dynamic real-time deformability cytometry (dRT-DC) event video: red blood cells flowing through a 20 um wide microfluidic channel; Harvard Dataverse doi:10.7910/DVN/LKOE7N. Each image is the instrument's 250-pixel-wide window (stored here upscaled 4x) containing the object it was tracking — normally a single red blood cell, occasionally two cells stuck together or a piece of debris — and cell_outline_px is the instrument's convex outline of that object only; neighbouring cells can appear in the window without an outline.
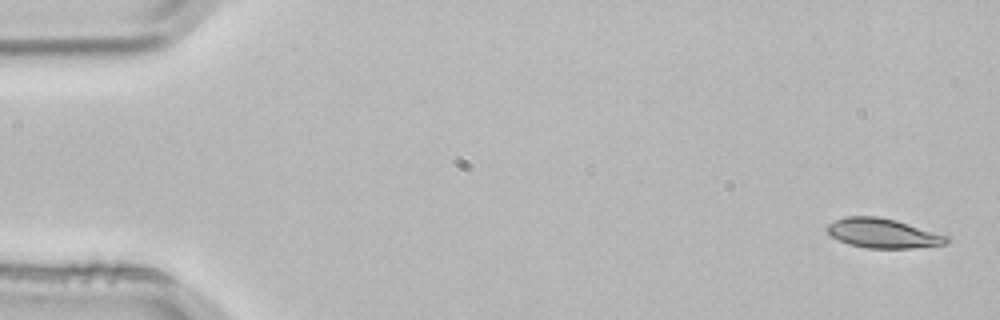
{"species": "common noctule bat (a hibernating species)", "species_latin": "Nyctalus noctula", "temperature_condition": "room temperature", "stored_images_in_passage": 4, "camera_frame_rate_fps": 3000, "um_per_image_px": 0.085, "animal": {"sex": "male", "body_mass_g": 21.5, "forearm_length_mm": 52.0}, "frame": {"image": 1, "passage_image": 1, "time_ms": 0.0, "image_size_px": [1000, 320], "cell_outline_px": [[952, 240], [948, 244], [912, 248], [868, 248], [848, 244], [832, 236], [824, 228], [828, 224], [836, 220], [848, 216], [876, 216], [896, 220], [948, 236]], "centroid_in_image_um": [75.07, 19.83], "position_along_channel_um": 9.9, "area_um2": 20.52}}
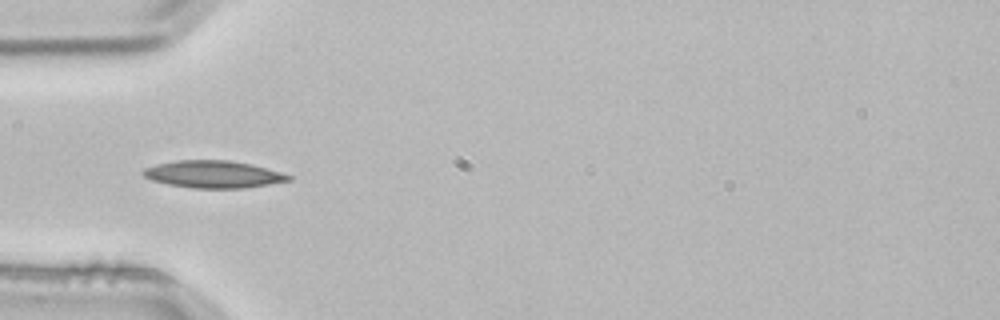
{"frame": {"image": 2, "passage_image": 4, "time_ms": 1.0, "image_size_px": [1000, 320], "cell_outline_px": [[292, 180], [244, 188], [192, 188], [168, 184], [152, 180], [144, 176], [140, 172], [144, 168], [156, 164], [176, 160], [228, 160], [252, 164], [292, 176]], "centroid_in_image_um": [18.09, 14.81], "position_along_channel_um": 66.9, "area_um2": 23.0}}